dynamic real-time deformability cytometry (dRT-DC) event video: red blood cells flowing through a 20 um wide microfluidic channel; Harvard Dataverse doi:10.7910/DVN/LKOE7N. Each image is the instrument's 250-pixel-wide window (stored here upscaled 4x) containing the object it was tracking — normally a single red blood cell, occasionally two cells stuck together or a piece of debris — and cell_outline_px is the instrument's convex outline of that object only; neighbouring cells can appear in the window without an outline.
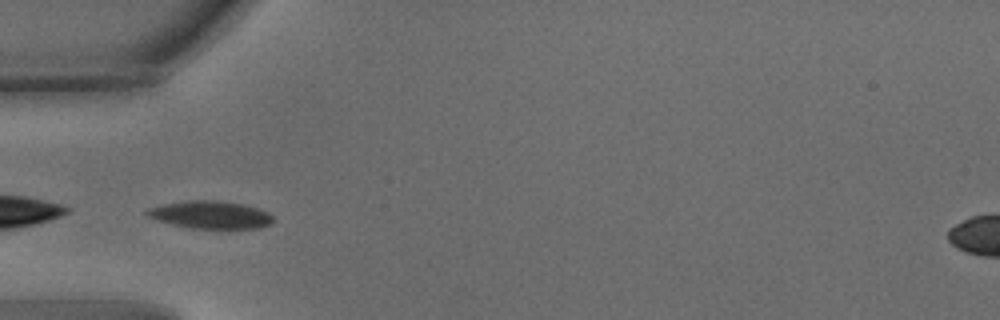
{"species": "common noctule bat (a hibernating species)", "species_latin": "Nyctalus noctula", "temperature_condition": "warm", "stored_images_in_passage": 39, "camera_frame_rate_fps": 3000, "um_per_image_px": 0.085, "animal": {"sex": "male", "body_mass_g": 15.6}, "frame": {"image": 1, "passage_image": 1, "time_ms": 0.0, "image_size_px": [1000, 320], "cell_outline_px": [[276, 220], [272, 224], [260, 228], [188, 228], [156, 220], [148, 216], [144, 212], [148, 208], [164, 204], [184, 200], [216, 200], [244, 204], [268, 212]], "centroid_in_image_um": [17.9, 18.25], "position_along_channel_um": 67.1, "area_um2": 20.46}}
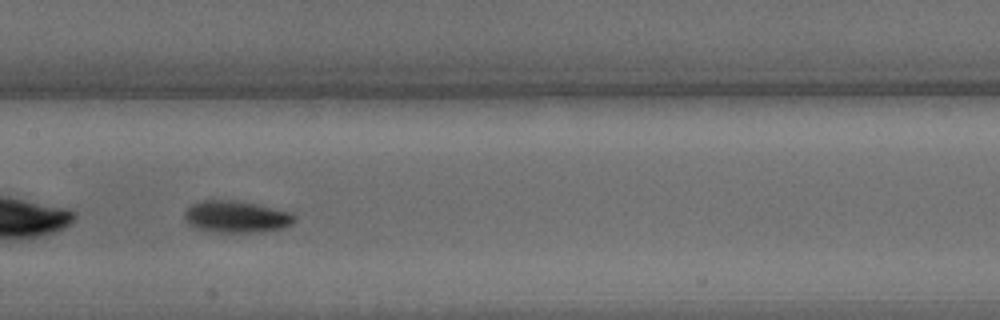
{"frame": {"image": 2, "passage_image": 11, "time_ms": 3.333, "image_size_px": [1000, 320], "cell_outline_px": [[296, 220], [292, 224], [284, 228], [264, 232], [216, 232], [196, 228], [184, 216], [184, 212], [192, 204], [204, 200], [236, 200], [256, 204], [292, 212], [296, 216]], "centroid_in_image_um": [20.16, 18.42], "position_along_channel_um": 187.2, "area_um2": 20.4}}
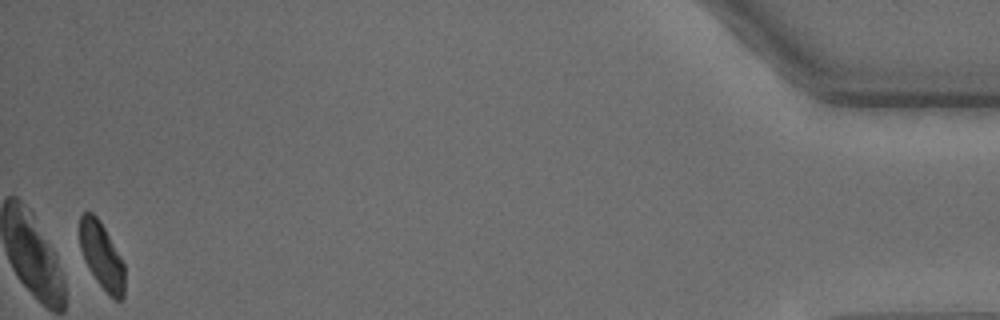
{"frame": {"image": 3, "passage_image": 38, "time_ms": 12.333, "image_size_px": [1000, 320], "cell_outline_px": [[124, 296], [120, 300], [116, 300], [96, 280], [88, 268], [84, 260], [80, 248], [80, 216], [84, 212], [92, 212], [100, 220], [120, 256], [124, 264]], "centroid_in_image_um": [8.63, 21.72], "position_along_channel_um": 426.6, "area_um2": 17.17}, "authors_computed_cell_mechanics": {"area_um2": 19.3052, "velocity_mm_per_s": 3.6105, "shape_relaxation_time_tau1_ms": 2.0938, "shape_relaxation_time_tau2_ms": null, "deformation_change_tau1": 0.1228, "deformation_change_tau2": null}}